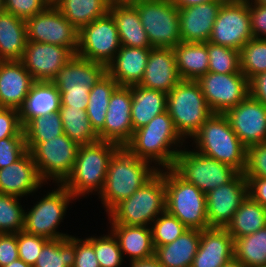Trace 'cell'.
<instances>
[{
    "mask_svg": "<svg viewBox=\"0 0 266 267\" xmlns=\"http://www.w3.org/2000/svg\"><path fill=\"white\" fill-rule=\"evenodd\" d=\"M186 144L176 131L168 111H165L135 130L124 147L134 156L161 170L173 167L176 156Z\"/></svg>",
    "mask_w": 266,
    "mask_h": 267,
    "instance_id": "6da1fadb",
    "label": "cell"
},
{
    "mask_svg": "<svg viewBox=\"0 0 266 267\" xmlns=\"http://www.w3.org/2000/svg\"><path fill=\"white\" fill-rule=\"evenodd\" d=\"M159 170L150 162L139 159L125 147L111 157L105 184L98 198L106 214L120 201L130 197Z\"/></svg>",
    "mask_w": 266,
    "mask_h": 267,
    "instance_id": "7a4b0ae2",
    "label": "cell"
},
{
    "mask_svg": "<svg viewBox=\"0 0 266 267\" xmlns=\"http://www.w3.org/2000/svg\"><path fill=\"white\" fill-rule=\"evenodd\" d=\"M119 145L108 141H97L79 146L77 158L70 175L62 185L75 197L80 199L102 192L108 165Z\"/></svg>",
    "mask_w": 266,
    "mask_h": 267,
    "instance_id": "3957f363",
    "label": "cell"
},
{
    "mask_svg": "<svg viewBox=\"0 0 266 267\" xmlns=\"http://www.w3.org/2000/svg\"><path fill=\"white\" fill-rule=\"evenodd\" d=\"M190 142L192 149L244 173L247 147L231 129L224 114L213 113L187 143Z\"/></svg>",
    "mask_w": 266,
    "mask_h": 267,
    "instance_id": "277c9868",
    "label": "cell"
},
{
    "mask_svg": "<svg viewBox=\"0 0 266 267\" xmlns=\"http://www.w3.org/2000/svg\"><path fill=\"white\" fill-rule=\"evenodd\" d=\"M165 211V169H161L130 197L120 201L106 214L107 225L150 227L152 222Z\"/></svg>",
    "mask_w": 266,
    "mask_h": 267,
    "instance_id": "5b68a950",
    "label": "cell"
},
{
    "mask_svg": "<svg viewBox=\"0 0 266 267\" xmlns=\"http://www.w3.org/2000/svg\"><path fill=\"white\" fill-rule=\"evenodd\" d=\"M53 185L45 191L46 194H41L40 191L38 193L41 196L37 195V192L33 194L36 198L38 196L37 201L35 199L32 203L31 200L33 205L27 206L24 218V231L48 240L67 238L71 235L62 232L59 227L67 218L65 216L69 205L71 209V205L77 202L75 197L62 184Z\"/></svg>",
    "mask_w": 266,
    "mask_h": 267,
    "instance_id": "8992f818",
    "label": "cell"
},
{
    "mask_svg": "<svg viewBox=\"0 0 266 267\" xmlns=\"http://www.w3.org/2000/svg\"><path fill=\"white\" fill-rule=\"evenodd\" d=\"M167 111L180 136L188 142L213 114L199 84L181 80L167 94Z\"/></svg>",
    "mask_w": 266,
    "mask_h": 267,
    "instance_id": "52a82bcc",
    "label": "cell"
},
{
    "mask_svg": "<svg viewBox=\"0 0 266 267\" xmlns=\"http://www.w3.org/2000/svg\"><path fill=\"white\" fill-rule=\"evenodd\" d=\"M166 211L188 229L209 228L206 194L182 179L172 168L165 169Z\"/></svg>",
    "mask_w": 266,
    "mask_h": 267,
    "instance_id": "ba28073f",
    "label": "cell"
},
{
    "mask_svg": "<svg viewBox=\"0 0 266 267\" xmlns=\"http://www.w3.org/2000/svg\"><path fill=\"white\" fill-rule=\"evenodd\" d=\"M26 146L47 186L62 184L66 180L72 172L79 149V145L66 134L41 143H26Z\"/></svg>",
    "mask_w": 266,
    "mask_h": 267,
    "instance_id": "9c48e42d",
    "label": "cell"
},
{
    "mask_svg": "<svg viewBox=\"0 0 266 267\" xmlns=\"http://www.w3.org/2000/svg\"><path fill=\"white\" fill-rule=\"evenodd\" d=\"M187 144L176 156L172 169L204 194L230 182L239 173L232 166L205 156Z\"/></svg>",
    "mask_w": 266,
    "mask_h": 267,
    "instance_id": "30bf717a",
    "label": "cell"
},
{
    "mask_svg": "<svg viewBox=\"0 0 266 267\" xmlns=\"http://www.w3.org/2000/svg\"><path fill=\"white\" fill-rule=\"evenodd\" d=\"M152 48H174L181 42L179 9L170 0H132Z\"/></svg>",
    "mask_w": 266,
    "mask_h": 267,
    "instance_id": "8fae6325",
    "label": "cell"
},
{
    "mask_svg": "<svg viewBox=\"0 0 266 267\" xmlns=\"http://www.w3.org/2000/svg\"><path fill=\"white\" fill-rule=\"evenodd\" d=\"M251 38L249 0H226L221 5L209 42L240 50Z\"/></svg>",
    "mask_w": 266,
    "mask_h": 267,
    "instance_id": "7c38bea8",
    "label": "cell"
},
{
    "mask_svg": "<svg viewBox=\"0 0 266 267\" xmlns=\"http://www.w3.org/2000/svg\"><path fill=\"white\" fill-rule=\"evenodd\" d=\"M120 47L115 21L108 12L79 30L76 55L107 66Z\"/></svg>",
    "mask_w": 266,
    "mask_h": 267,
    "instance_id": "4fadbf2b",
    "label": "cell"
},
{
    "mask_svg": "<svg viewBox=\"0 0 266 267\" xmlns=\"http://www.w3.org/2000/svg\"><path fill=\"white\" fill-rule=\"evenodd\" d=\"M196 82L213 113L224 114L249 95V80L243 73L218 74L209 71Z\"/></svg>",
    "mask_w": 266,
    "mask_h": 267,
    "instance_id": "5bb4252c",
    "label": "cell"
},
{
    "mask_svg": "<svg viewBox=\"0 0 266 267\" xmlns=\"http://www.w3.org/2000/svg\"><path fill=\"white\" fill-rule=\"evenodd\" d=\"M25 23L27 41L67 47L74 55L76 54L79 31L57 7H46Z\"/></svg>",
    "mask_w": 266,
    "mask_h": 267,
    "instance_id": "9a60e30c",
    "label": "cell"
},
{
    "mask_svg": "<svg viewBox=\"0 0 266 267\" xmlns=\"http://www.w3.org/2000/svg\"><path fill=\"white\" fill-rule=\"evenodd\" d=\"M247 195L244 173H238L230 182L209 191L206 194L209 227L226 228Z\"/></svg>",
    "mask_w": 266,
    "mask_h": 267,
    "instance_id": "2e32d148",
    "label": "cell"
},
{
    "mask_svg": "<svg viewBox=\"0 0 266 267\" xmlns=\"http://www.w3.org/2000/svg\"><path fill=\"white\" fill-rule=\"evenodd\" d=\"M224 115L231 129L246 146L266 142V106L248 95Z\"/></svg>",
    "mask_w": 266,
    "mask_h": 267,
    "instance_id": "e0dca14e",
    "label": "cell"
},
{
    "mask_svg": "<svg viewBox=\"0 0 266 267\" xmlns=\"http://www.w3.org/2000/svg\"><path fill=\"white\" fill-rule=\"evenodd\" d=\"M131 86H118L112 93L104 127L97 133L100 141H108L124 147L132 138Z\"/></svg>",
    "mask_w": 266,
    "mask_h": 267,
    "instance_id": "ac0fdd59",
    "label": "cell"
},
{
    "mask_svg": "<svg viewBox=\"0 0 266 267\" xmlns=\"http://www.w3.org/2000/svg\"><path fill=\"white\" fill-rule=\"evenodd\" d=\"M73 55L67 47L27 41L20 61L35 81L51 82Z\"/></svg>",
    "mask_w": 266,
    "mask_h": 267,
    "instance_id": "d6986e66",
    "label": "cell"
},
{
    "mask_svg": "<svg viewBox=\"0 0 266 267\" xmlns=\"http://www.w3.org/2000/svg\"><path fill=\"white\" fill-rule=\"evenodd\" d=\"M47 185L40 177L33 157L27 151L18 161L0 169V194L19 198L33 194Z\"/></svg>",
    "mask_w": 266,
    "mask_h": 267,
    "instance_id": "ffe728a7",
    "label": "cell"
},
{
    "mask_svg": "<svg viewBox=\"0 0 266 267\" xmlns=\"http://www.w3.org/2000/svg\"><path fill=\"white\" fill-rule=\"evenodd\" d=\"M225 1H212L179 9L181 42L206 43L221 5Z\"/></svg>",
    "mask_w": 266,
    "mask_h": 267,
    "instance_id": "44dd1931",
    "label": "cell"
},
{
    "mask_svg": "<svg viewBox=\"0 0 266 267\" xmlns=\"http://www.w3.org/2000/svg\"><path fill=\"white\" fill-rule=\"evenodd\" d=\"M234 259V239L226 228L200 230V243L191 267H222Z\"/></svg>",
    "mask_w": 266,
    "mask_h": 267,
    "instance_id": "7402d4cb",
    "label": "cell"
},
{
    "mask_svg": "<svg viewBox=\"0 0 266 267\" xmlns=\"http://www.w3.org/2000/svg\"><path fill=\"white\" fill-rule=\"evenodd\" d=\"M36 81L21 61L0 64V107L20 110Z\"/></svg>",
    "mask_w": 266,
    "mask_h": 267,
    "instance_id": "603a6c76",
    "label": "cell"
},
{
    "mask_svg": "<svg viewBox=\"0 0 266 267\" xmlns=\"http://www.w3.org/2000/svg\"><path fill=\"white\" fill-rule=\"evenodd\" d=\"M181 80L173 48H151L143 78L138 85L168 94Z\"/></svg>",
    "mask_w": 266,
    "mask_h": 267,
    "instance_id": "cb8c5ba5",
    "label": "cell"
},
{
    "mask_svg": "<svg viewBox=\"0 0 266 267\" xmlns=\"http://www.w3.org/2000/svg\"><path fill=\"white\" fill-rule=\"evenodd\" d=\"M106 73L107 66L104 64L84 59L75 54L51 82L57 89H90Z\"/></svg>",
    "mask_w": 266,
    "mask_h": 267,
    "instance_id": "d4e9b609",
    "label": "cell"
},
{
    "mask_svg": "<svg viewBox=\"0 0 266 267\" xmlns=\"http://www.w3.org/2000/svg\"><path fill=\"white\" fill-rule=\"evenodd\" d=\"M151 48L121 46L107 65V73L119 86L139 84L143 78Z\"/></svg>",
    "mask_w": 266,
    "mask_h": 267,
    "instance_id": "484cf974",
    "label": "cell"
},
{
    "mask_svg": "<svg viewBox=\"0 0 266 267\" xmlns=\"http://www.w3.org/2000/svg\"><path fill=\"white\" fill-rule=\"evenodd\" d=\"M109 13L115 21L121 46L152 48L139 13L130 2L112 1Z\"/></svg>",
    "mask_w": 266,
    "mask_h": 267,
    "instance_id": "4316f807",
    "label": "cell"
},
{
    "mask_svg": "<svg viewBox=\"0 0 266 267\" xmlns=\"http://www.w3.org/2000/svg\"><path fill=\"white\" fill-rule=\"evenodd\" d=\"M106 226L117 238L124 259L131 262L154 256L155 247L150 227L124 224Z\"/></svg>",
    "mask_w": 266,
    "mask_h": 267,
    "instance_id": "83f0119b",
    "label": "cell"
},
{
    "mask_svg": "<svg viewBox=\"0 0 266 267\" xmlns=\"http://www.w3.org/2000/svg\"><path fill=\"white\" fill-rule=\"evenodd\" d=\"M200 243V230L187 229L175 241L154 246V256L162 267H191Z\"/></svg>",
    "mask_w": 266,
    "mask_h": 267,
    "instance_id": "f1b7e54d",
    "label": "cell"
},
{
    "mask_svg": "<svg viewBox=\"0 0 266 267\" xmlns=\"http://www.w3.org/2000/svg\"><path fill=\"white\" fill-rule=\"evenodd\" d=\"M131 123L133 132L147 125L155 116L167 111V93L131 85Z\"/></svg>",
    "mask_w": 266,
    "mask_h": 267,
    "instance_id": "f546056e",
    "label": "cell"
},
{
    "mask_svg": "<svg viewBox=\"0 0 266 267\" xmlns=\"http://www.w3.org/2000/svg\"><path fill=\"white\" fill-rule=\"evenodd\" d=\"M27 43L26 23L10 12L0 13V59L20 61Z\"/></svg>",
    "mask_w": 266,
    "mask_h": 267,
    "instance_id": "4dcf8cb0",
    "label": "cell"
},
{
    "mask_svg": "<svg viewBox=\"0 0 266 267\" xmlns=\"http://www.w3.org/2000/svg\"><path fill=\"white\" fill-rule=\"evenodd\" d=\"M61 105L57 87L48 81H36L19 110L22 126L36 116H47L58 112Z\"/></svg>",
    "mask_w": 266,
    "mask_h": 267,
    "instance_id": "1f68e13d",
    "label": "cell"
},
{
    "mask_svg": "<svg viewBox=\"0 0 266 267\" xmlns=\"http://www.w3.org/2000/svg\"><path fill=\"white\" fill-rule=\"evenodd\" d=\"M175 62L182 80L196 81L209 72L208 42H180L173 48Z\"/></svg>",
    "mask_w": 266,
    "mask_h": 267,
    "instance_id": "d6a6232c",
    "label": "cell"
},
{
    "mask_svg": "<svg viewBox=\"0 0 266 267\" xmlns=\"http://www.w3.org/2000/svg\"><path fill=\"white\" fill-rule=\"evenodd\" d=\"M264 227H266V208L247 195L226 226V230L235 240Z\"/></svg>",
    "mask_w": 266,
    "mask_h": 267,
    "instance_id": "836d02e7",
    "label": "cell"
},
{
    "mask_svg": "<svg viewBox=\"0 0 266 267\" xmlns=\"http://www.w3.org/2000/svg\"><path fill=\"white\" fill-rule=\"evenodd\" d=\"M112 0H63L57 8L79 31L109 12Z\"/></svg>",
    "mask_w": 266,
    "mask_h": 267,
    "instance_id": "e575fe53",
    "label": "cell"
},
{
    "mask_svg": "<svg viewBox=\"0 0 266 267\" xmlns=\"http://www.w3.org/2000/svg\"><path fill=\"white\" fill-rule=\"evenodd\" d=\"M119 84L106 73L92 88L86 109L92 128L98 133L105 124L110 97Z\"/></svg>",
    "mask_w": 266,
    "mask_h": 267,
    "instance_id": "d590c367",
    "label": "cell"
},
{
    "mask_svg": "<svg viewBox=\"0 0 266 267\" xmlns=\"http://www.w3.org/2000/svg\"><path fill=\"white\" fill-rule=\"evenodd\" d=\"M58 113L63 123L64 134L79 146L99 141L98 134L92 128L86 110L60 106Z\"/></svg>",
    "mask_w": 266,
    "mask_h": 267,
    "instance_id": "8d00e7d4",
    "label": "cell"
},
{
    "mask_svg": "<svg viewBox=\"0 0 266 267\" xmlns=\"http://www.w3.org/2000/svg\"><path fill=\"white\" fill-rule=\"evenodd\" d=\"M234 259L247 267L266 266V227L235 239Z\"/></svg>",
    "mask_w": 266,
    "mask_h": 267,
    "instance_id": "74e56055",
    "label": "cell"
},
{
    "mask_svg": "<svg viewBox=\"0 0 266 267\" xmlns=\"http://www.w3.org/2000/svg\"><path fill=\"white\" fill-rule=\"evenodd\" d=\"M75 256V245L68 237L48 240L34 267H73Z\"/></svg>",
    "mask_w": 266,
    "mask_h": 267,
    "instance_id": "f35d334b",
    "label": "cell"
},
{
    "mask_svg": "<svg viewBox=\"0 0 266 267\" xmlns=\"http://www.w3.org/2000/svg\"><path fill=\"white\" fill-rule=\"evenodd\" d=\"M25 143H41L64 134L63 123L58 112L47 116H36L24 126Z\"/></svg>",
    "mask_w": 266,
    "mask_h": 267,
    "instance_id": "ab89813d",
    "label": "cell"
},
{
    "mask_svg": "<svg viewBox=\"0 0 266 267\" xmlns=\"http://www.w3.org/2000/svg\"><path fill=\"white\" fill-rule=\"evenodd\" d=\"M101 235L90 234L85 238L94 246L96 258L100 267H123L124 260L119 243L114 234L107 228Z\"/></svg>",
    "mask_w": 266,
    "mask_h": 267,
    "instance_id": "60d3db41",
    "label": "cell"
},
{
    "mask_svg": "<svg viewBox=\"0 0 266 267\" xmlns=\"http://www.w3.org/2000/svg\"><path fill=\"white\" fill-rule=\"evenodd\" d=\"M239 53L241 72L249 81L266 71V39L251 38Z\"/></svg>",
    "mask_w": 266,
    "mask_h": 267,
    "instance_id": "b9f144b4",
    "label": "cell"
},
{
    "mask_svg": "<svg viewBox=\"0 0 266 267\" xmlns=\"http://www.w3.org/2000/svg\"><path fill=\"white\" fill-rule=\"evenodd\" d=\"M25 207L22 198L0 194V233L16 234L24 229Z\"/></svg>",
    "mask_w": 266,
    "mask_h": 267,
    "instance_id": "7bdbcfd3",
    "label": "cell"
},
{
    "mask_svg": "<svg viewBox=\"0 0 266 267\" xmlns=\"http://www.w3.org/2000/svg\"><path fill=\"white\" fill-rule=\"evenodd\" d=\"M208 57L209 71L211 72L218 74L242 73L239 50L208 41Z\"/></svg>",
    "mask_w": 266,
    "mask_h": 267,
    "instance_id": "ee69618b",
    "label": "cell"
},
{
    "mask_svg": "<svg viewBox=\"0 0 266 267\" xmlns=\"http://www.w3.org/2000/svg\"><path fill=\"white\" fill-rule=\"evenodd\" d=\"M150 229L154 246H162L175 241L188 228L165 211L152 222Z\"/></svg>",
    "mask_w": 266,
    "mask_h": 267,
    "instance_id": "f6af8a7d",
    "label": "cell"
},
{
    "mask_svg": "<svg viewBox=\"0 0 266 267\" xmlns=\"http://www.w3.org/2000/svg\"><path fill=\"white\" fill-rule=\"evenodd\" d=\"M47 241L48 239L44 237L29 234L24 230L19 231L17 233L19 258L26 264L34 267L37 262L38 255Z\"/></svg>",
    "mask_w": 266,
    "mask_h": 267,
    "instance_id": "bcb514c9",
    "label": "cell"
},
{
    "mask_svg": "<svg viewBox=\"0 0 266 267\" xmlns=\"http://www.w3.org/2000/svg\"><path fill=\"white\" fill-rule=\"evenodd\" d=\"M25 134L0 140V169L18 161L26 152Z\"/></svg>",
    "mask_w": 266,
    "mask_h": 267,
    "instance_id": "7dc6e473",
    "label": "cell"
},
{
    "mask_svg": "<svg viewBox=\"0 0 266 267\" xmlns=\"http://www.w3.org/2000/svg\"><path fill=\"white\" fill-rule=\"evenodd\" d=\"M244 176L266 178V142L247 147Z\"/></svg>",
    "mask_w": 266,
    "mask_h": 267,
    "instance_id": "c3c4849f",
    "label": "cell"
},
{
    "mask_svg": "<svg viewBox=\"0 0 266 267\" xmlns=\"http://www.w3.org/2000/svg\"><path fill=\"white\" fill-rule=\"evenodd\" d=\"M68 239L75 245L76 256L73 267H100L94 246L84 237L70 235Z\"/></svg>",
    "mask_w": 266,
    "mask_h": 267,
    "instance_id": "681fc988",
    "label": "cell"
},
{
    "mask_svg": "<svg viewBox=\"0 0 266 267\" xmlns=\"http://www.w3.org/2000/svg\"><path fill=\"white\" fill-rule=\"evenodd\" d=\"M5 11L26 21L42 12L47 6L44 0H4Z\"/></svg>",
    "mask_w": 266,
    "mask_h": 267,
    "instance_id": "f907efd6",
    "label": "cell"
},
{
    "mask_svg": "<svg viewBox=\"0 0 266 267\" xmlns=\"http://www.w3.org/2000/svg\"><path fill=\"white\" fill-rule=\"evenodd\" d=\"M22 132L20 111L14 108L0 107V140L17 137Z\"/></svg>",
    "mask_w": 266,
    "mask_h": 267,
    "instance_id": "816d5d0a",
    "label": "cell"
},
{
    "mask_svg": "<svg viewBox=\"0 0 266 267\" xmlns=\"http://www.w3.org/2000/svg\"><path fill=\"white\" fill-rule=\"evenodd\" d=\"M249 13L253 38L266 39V5L249 0Z\"/></svg>",
    "mask_w": 266,
    "mask_h": 267,
    "instance_id": "f5cc1de1",
    "label": "cell"
},
{
    "mask_svg": "<svg viewBox=\"0 0 266 267\" xmlns=\"http://www.w3.org/2000/svg\"><path fill=\"white\" fill-rule=\"evenodd\" d=\"M58 91L61 101L60 106L87 109L90 89H58Z\"/></svg>",
    "mask_w": 266,
    "mask_h": 267,
    "instance_id": "db71d44e",
    "label": "cell"
},
{
    "mask_svg": "<svg viewBox=\"0 0 266 267\" xmlns=\"http://www.w3.org/2000/svg\"><path fill=\"white\" fill-rule=\"evenodd\" d=\"M18 258L17 233H0V267L6 266Z\"/></svg>",
    "mask_w": 266,
    "mask_h": 267,
    "instance_id": "11a10c76",
    "label": "cell"
},
{
    "mask_svg": "<svg viewBox=\"0 0 266 267\" xmlns=\"http://www.w3.org/2000/svg\"><path fill=\"white\" fill-rule=\"evenodd\" d=\"M248 184V195L266 208V178L245 177Z\"/></svg>",
    "mask_w": 266,
    "mask_h": 267,
    "instance_id": "9f6ffc18",
    "label": "cell"
},
{
    "mask_svg": "<svg viewBox=\"0 0 266 267\" xmlns=\"http://www.w3.org/2000/svg\"><path fill=\"white\" fill-rule=\"evenodd\" d=\"M249 95L266 106V71L249 81Z\"/></svg>",
    "mask_w": 266,
    "mask_h": 267,
    "instance_id": "6f0895ef",
    "label": "cell"
},
{
    "mask_svg": "<svg viewBox=\"0 0 266 267\" xmlns=\"http://www.w3.org/2000/svg\"><path fill=\"white\" fill-rule=\"evenodd\" d=\"M129 267H162L155 256L147 259L134 260L128 263Z\"/></svg>",
    "mask_w": 266,
    "mask_h": 267,
    "instance_id": "680465c9",
    "label": "cell"
},
{
    "mask_svg": "<svg viewBox=\"0 0 266 267\" xmlns=\"http://www.w3.org/2000/svg\"><path fill=\"white\" fill-rule=\"evenodd\" d=\"M170 1L175 5V7L180 9V8H187L190 6L199 5L201 3H206V2L226 1V0H170Z\"/></svg>",
    "mask_w": 266,
    "mask_h": 267,
    "instance_id": "91938a15",
    "label": "cell"
},
{
    "mask_svg": "<svg viewBox=\"0 0 266 267\" xmlns=\"http://www.w3.org/2000/svg\"><path fill=\"white\" fill-rule=\"evenodd\" d=\"M3 267H31L30 265L26 264L23 260L20 258L14 260L10 264L3 266Z\"/></svg>",
    "mask_w": 266,
    "mask_h": 267,
    "instance_id": "94428289",
    "label": "cell"
},
{
    "mask_svg": "<svg viewBox=\"0 0 266 267\" xmlns=\"http://www.w3.org/2000/svg\"><path fill=\"white\" fill-rule=\"evenodd\" d=\"M222 267H247V266L238 260L232 259L228 263L224 264Z\"/></svg>",
    "mask_w": 266,
    "mask_h": 267,
    "instance_id": "6125c7cd",
    "label": "cell"
},
{
    "mask_svg": "<svg viewBox=\"0 0 266 267\" xmlns=\"http://www.w3.org/2000/svg\"><path fill=\"white\" fill-rule=\"evenodd\" d=\"M63 0H44L47 7H57Z\"/></svg>",
    "mask_w": 266,
    "mask_h": 267,
    "instance_id": "be15d7a7",
    "label": "cell"
},
{
    "mask_svg": "<svg viewBox=\"0 0 266 267\" xmlns=\"http://www.w3.org/2000/svg\"><path fill=\"white\" fill-rule=\"evenodd\" d=\"M5 11L4 0H0V13Z\"/></svg>",
    "mask_w": 266,
    "mask_h": 267,
    "instance_id": "e7e4bbea",
    "label": "cell"
},
{
    "mask_svg": "<svg viewBox=\"0 0 266 267\" xmlns=\"http://www.w3.org/2000/svg\"><path fill=\"white\" fill-rule=\"evenodd\" d=\"M257 3L266 5V0H255Z\"/></svg>",
    "mask_w": 266,
    "mask_h": 267,
    "instance_id": "03108f58",
    "label": "cell"
},
{
    "mask_svg": "<svg viewBox=\"0 0 266 267\" xmlns=\"http://www.w3.org/2000/svg\"><path fill=\"white\" fill-rule=\"evenodd\" d=\"M112 1H119V2H130L132 0H112Z\"/></svg>",
    "mask_w": 266,
    "mask_h": 267,
    "instance_id": "003e7915",
    "label": "cell"
}]
</instances>
